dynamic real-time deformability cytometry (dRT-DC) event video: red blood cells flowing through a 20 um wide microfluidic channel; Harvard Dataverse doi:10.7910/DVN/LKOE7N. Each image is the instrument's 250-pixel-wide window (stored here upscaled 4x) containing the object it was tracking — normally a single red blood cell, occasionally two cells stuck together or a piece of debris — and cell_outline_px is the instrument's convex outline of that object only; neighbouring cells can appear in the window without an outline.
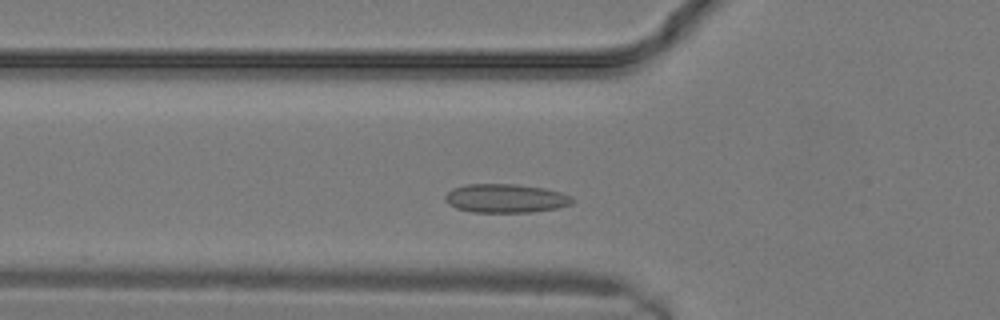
{"species": "common noctule bat (a hibernating species)", "species_latin": "Nyctalus noctula", "temperature_condition": "warm", "stored_images_in_passage": 6, "camera_frame_rate_fps": 3000, "um_per_image_px": 0.085, "animal": {"sex": "male", "body_mass_g": 19.2, "forearm_length_mm": 51.8}, "frame": {"image": 1, "passage_image": 4, "time_ms": 1.0, "image_size_px": [1000, 320], "cell_outline_px": [[576, 200], [572, 204], [556, 208], [532, 212], [472, 212], [456, 208], [448, 204], [444, 200], [444, 196], [452, 188], [468, 184], [516, 184], [544, 188], [560, 192], [572, 196]], "centroid_in_image_um": [42.98, 16.86], "position_along_channel_um": 82.8, "area_um2": 21.44}}
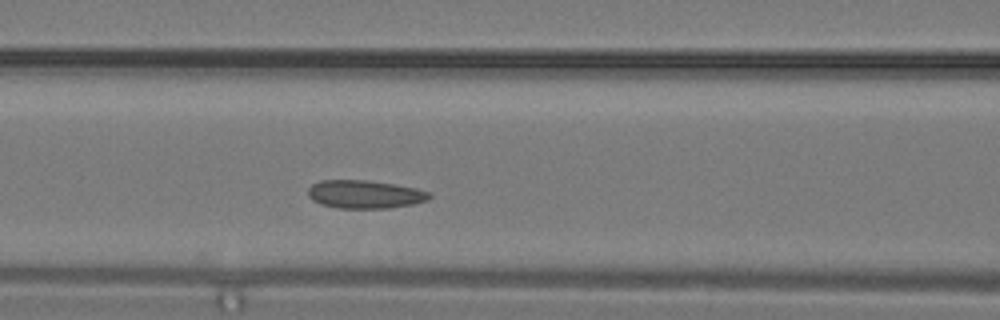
{"frame": {"image": 2, "passage_image": 6, "time_ms": 1.667, "image_size_px": [1000, 320], "cell_outline_px": [[432, 196], [428, 200], [412, 204], [388, 208], [340, 208], [320, 204], [312, 200], [308, 196], [308, 188], [312, 184], [320, 180], [368, 180], [396, 184], [416, 188], [432, 192]], "centroid_in_image_um": [31.02, 16.51], "position_along_channel_um": 135.6, "area_um2": 20.11}}